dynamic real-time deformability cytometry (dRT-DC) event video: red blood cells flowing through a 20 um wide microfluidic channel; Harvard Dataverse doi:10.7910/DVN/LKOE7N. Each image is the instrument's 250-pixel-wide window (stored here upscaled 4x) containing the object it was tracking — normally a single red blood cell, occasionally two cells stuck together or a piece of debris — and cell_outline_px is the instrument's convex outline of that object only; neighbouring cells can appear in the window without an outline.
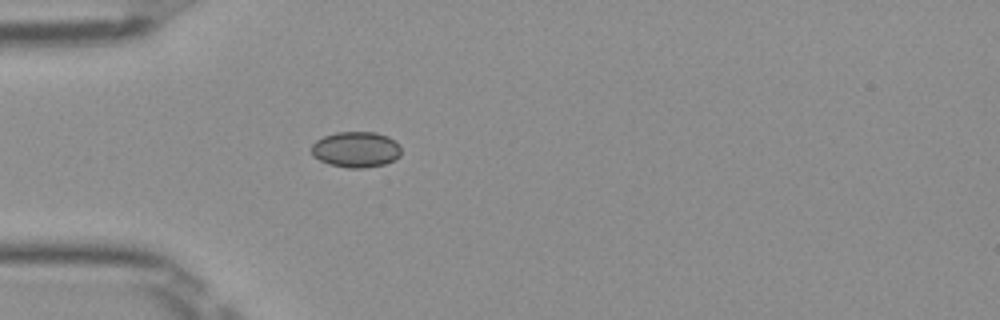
{"species": "Egyptian fruit bat (a non-hibernating species)", "species_latin": "Rousettus aegyptiacus", "temperature_condition": "room temperature", "stored_images_in_passage": 37, "camera_frame_rate_fps": 3000, "um_per_image_px": 0.085, "frame": {"image": 1, "passage_image": 1, "time_ms": 0.0, "image_size_px": [1000, 320], "cell_outline_px": [[400, 156], [384, 164], [364, 168], [348, 168], [328, 164], [312, 156], [312, 144], [316, 140], [324, 136], [336, 132], [376, 132], [388, 136], [400, 148]], "centroid_in_image_um": [30.22, 12.71], "position_along_channel_um": 54.8, "area_um2": 18.61}}
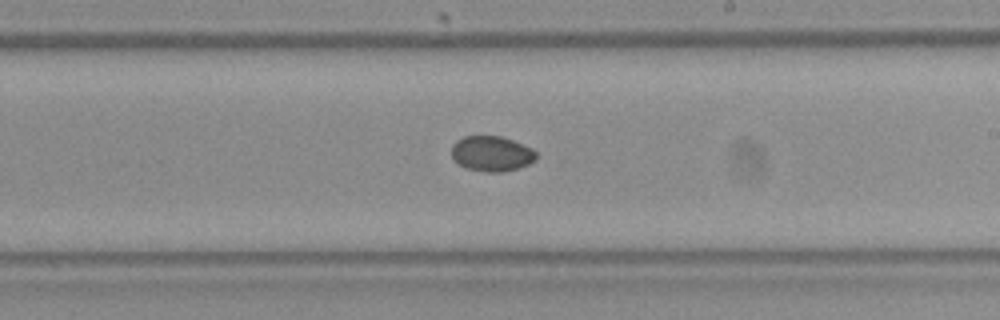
{"frame": {"image": 2, "passage_image": 16, "time_ms": 5.0, "image_size_px": [1000, 320], "cell_outline_px": [[536, 160], [528, 164], [516, 168], [500, 172], [488, 172], [468, 168], [452, 160], [452, 144], [456, 140], [464, 136], [500, 136], [512, 140], [532, 148], [536, 152]], "centroid_in_image_um": [41.77, 13.05], "position_along_channel_um": 247.2, "area_um2": 17.28}}
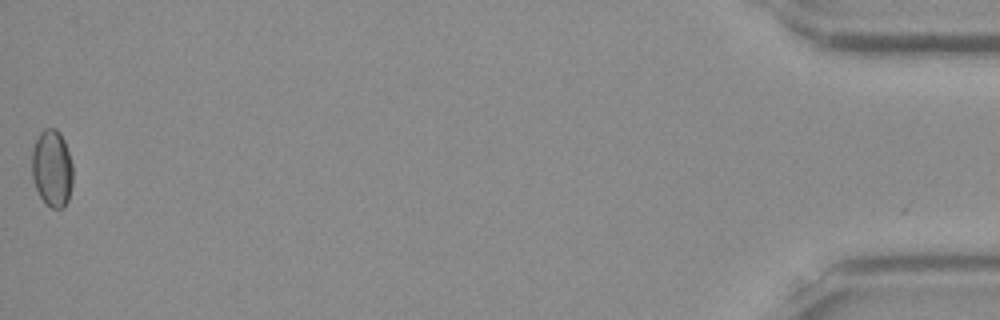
{"frame": {"image": 3, "passage_image": 37, "time_ms": 12.0, "image_size_px": [1000, 320], "cell_outline_px": [[72, 184], [68, 200], [64, 208], [52, 208], [40, 196], [36, 188], [32, 176], [32, 152], [36, 140], [40, 132], [44, 128], [56, 128], [60, 132], [64, 140], [72, 164]], "centroid_in_image_um": [4.43, 14.29], "position_along_channel_um": 430.8, "area_um2": 18.32}}